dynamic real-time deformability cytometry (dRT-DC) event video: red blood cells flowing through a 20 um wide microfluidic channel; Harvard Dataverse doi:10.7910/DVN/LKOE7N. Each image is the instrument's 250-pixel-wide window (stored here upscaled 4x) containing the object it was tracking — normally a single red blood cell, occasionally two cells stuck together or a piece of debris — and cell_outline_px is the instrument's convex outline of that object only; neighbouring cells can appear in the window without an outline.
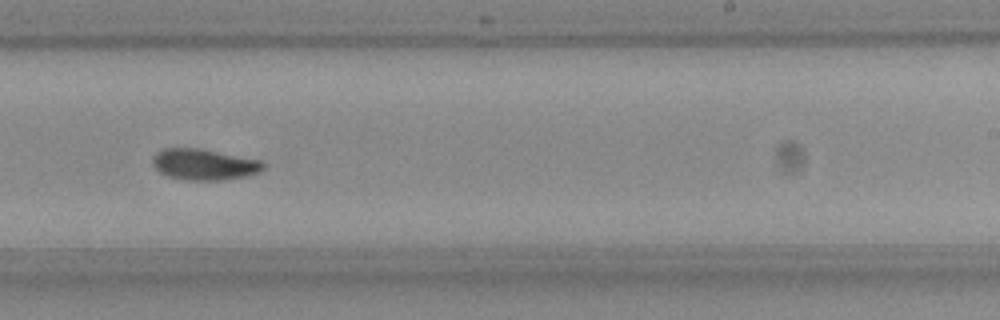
{"species": "Egyptian fruit bat (a non-hibernating species)", "species_latin": "Rousettus aegyptiacus", "temperature_condition": "room temperature", "stored_images_in_passage": 14, "camera_frame_rate_fps": 3000, "um_per_image_px": 0.085, "frame": {"image": 1, "passage_image": 8, "time_ms": 2.333, "image_size_px": [1000, 320], "cell_outline_px": [[268, 164], [260, 172], [248, 176], [224, 180], [188, 180], [168, 176], [160, 172], [152, 164], [152, 156], [156, 152], [164, 148], [200, 148], [260, 160]], "centroid_in_image_um": [17.37, 13.97], "position_along_channel_um": 271.6, "area_um2": 20.23}}
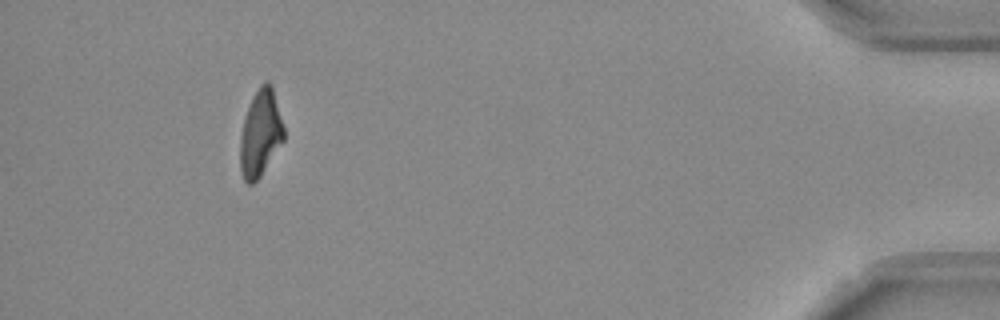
{"frame": {"image": 2, "passage_image": 14, "time_ms": 4.333, "image_size_px": [1000, 320], "cell_outline_px": [[284, 140], [260, 176], [252, 184], [248, 184], [244, 180], [240, 168], [240, 136], [244, 120], [248, 108], [260, 84], [264, 80], [268, 80], [272, 84], [284, 128]], "centroid_in_image_um": [22.14, 11.31], "position_along_channel_um": 413.1, "area_um2": 21.85}}